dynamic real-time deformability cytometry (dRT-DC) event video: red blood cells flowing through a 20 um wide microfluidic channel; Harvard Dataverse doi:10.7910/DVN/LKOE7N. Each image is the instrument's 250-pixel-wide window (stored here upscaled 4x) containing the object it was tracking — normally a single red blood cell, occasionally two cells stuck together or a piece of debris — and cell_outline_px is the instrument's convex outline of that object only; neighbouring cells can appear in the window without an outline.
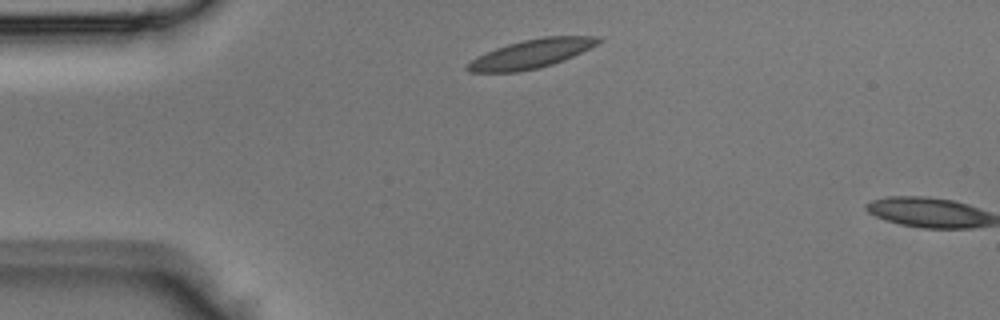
{"species": "Egyptian fruit bat (a non-hibernating species)", "species_latin": "Rousettus aegyptiacus", "temperature_condition": "room temperature", "stored_images_in_passage": 5, "camera_frame_rate_fps": 3000, "um_per_image_px": 0.085, "animal": {"sex": "male"}, "frame": {"image": 1, "passage_image": 5, "time_ms": 1.333, "image_size_px": [1000, 320], "cell_outline_px": [[604, 40], [564, 60], [540, 68], [516, 72], [468, 72], [464, 68], [476, 56], [496, 48], [508, 44], [524, 40], [544, 36], [600, 36]], "centroid_in_image_um": [45.14, 4.57], "position_along_channel_um": 39.9, "area_um2": 21.79}}